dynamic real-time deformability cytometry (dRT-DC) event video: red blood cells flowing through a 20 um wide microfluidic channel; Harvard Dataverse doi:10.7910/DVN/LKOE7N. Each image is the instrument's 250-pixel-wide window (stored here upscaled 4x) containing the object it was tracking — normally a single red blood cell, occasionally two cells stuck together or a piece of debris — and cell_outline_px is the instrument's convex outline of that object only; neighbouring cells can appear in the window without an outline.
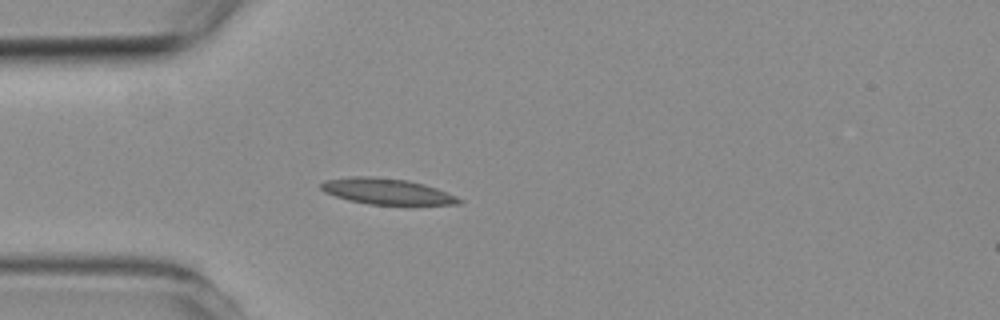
{"species": "common noctule bat (a hibernating species)", "species_latin": "Nyctalus noctula", "temperature_condition": "room temperature", "stored_images_in_passage": 3, "camera_frame_rate_fps": 3000, "um_per_image_px": 0.085, "animal": {"sex": "female", "body_mass_g": 19.3, "forearm_length_mm": 54.1}, "frame": {"image": 1, "passage_image": 3, "time_ms": 2.333, "image_size_px": [1000, 320], "cell_outline_px": [[464, 200], [460, 204], [368, 204], [348, 200], [324, 192], [320, 188], [320, 184], [324, 180], [352, 176], [368, 176], [408, 180], [424, 184], [436, 188], [456, 196]], "centroid_in_image_um": [32.85, 16.26], "position_along_channel_um": 52.1, "area_um2": 20.69}}